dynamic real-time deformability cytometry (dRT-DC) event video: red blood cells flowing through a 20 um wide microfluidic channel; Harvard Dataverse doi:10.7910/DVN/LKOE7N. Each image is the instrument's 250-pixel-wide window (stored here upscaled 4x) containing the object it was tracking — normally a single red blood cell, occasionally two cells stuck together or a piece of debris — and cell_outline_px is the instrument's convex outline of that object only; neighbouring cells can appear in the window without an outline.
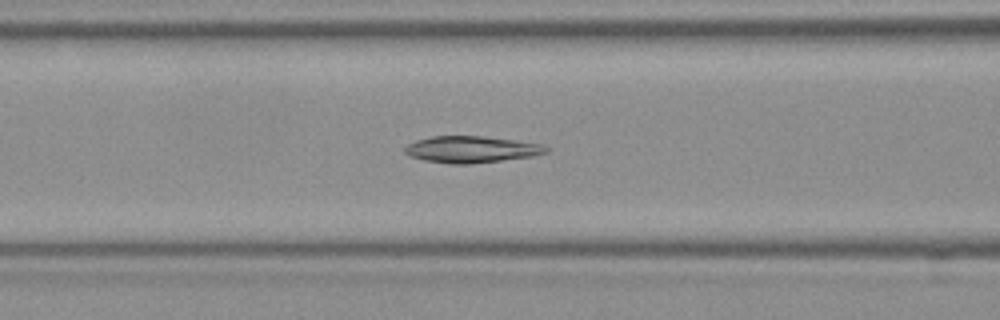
{"species": "Egyptian fruit bat (a non-hibernating species)", "species_latin": "Rousettus aegyptiacus", "temperature_condition": "room temperature", "stored_images_in_passage": 52, "camera_frame_rate_fps": 3000, "um_per_image_px": 0.085, "frame": {"image": 1, "passage_image": 21, "time_ms": 6.667, "image_size_px": [1000, 320], "cell_outline_px": [[548, 152], [532, 156], [468, 164], [452, 164], [424, 160], [408, 156], [404, 152], [404, 148], [408, 144], [416, 140], [432, 136], [484, 136], [516, 140], [544, 144], [548, 148]], "centroid_in_image_um": [40.05, 12.69], "position_along_channel_um": 126.5, "area_um2": 21.91}}
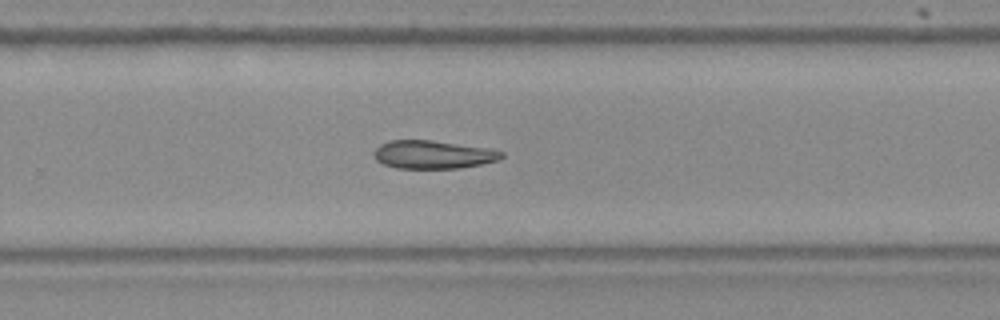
{"frame": {"image": 2, "passage_image": 34, "time_ms": 11.0, "image_size_px": [1000, 320], "cell_outline_px": [[504, 156], [500, 160], [460, 168], [396, 168], [384, 164], [376, 160], [372, 152], [380, 144], [388, 140], [432, 140], [492, 148], [504, 152]], "centroid_in_image_um": [36.83, 13.13], "position_along_channel_um": 293.0, "area_um2": 21.21}}
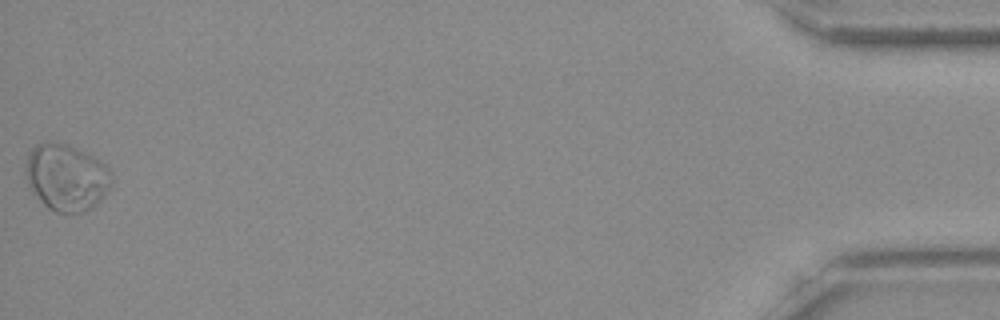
{"frame": {"image": 3, "passage_image": 52, "time_ms": 17.0, "image_size_px": [1000, 320], "cell_outline_px": [[112, 184], [104, 196], [96, 204], [80, 212], [56, 212], [48, 208], [32, 192], [28, 184], [24, 172], [24, 168], [28, 156], [32, 148], [36, 144], [68, 144], [100, 160], [112, 172]], "centroid_in_image_um": [5.64, 15.08], "position_along_channel_um": 429.6, "area_um2": 33.06}, "authors_computed_cell_mechanics": {"area_um2": 24.3627, "velocity_mm_per_s": 3.8426, "shape_relaxation_time_tau1_ms": 4.3581, "shape_relaxation_time_tau2_ms": 3.8113, "deformation_change_tau1": 0.107, "deformation_change_tau2": 0.0727}}